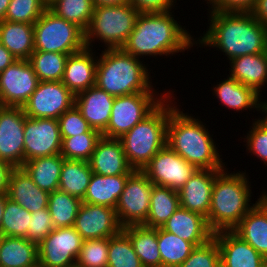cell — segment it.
Wrapping results in <instances>:
<instances>
[{
	"label": "cell",
	"mask_w": 267,
	"mask_h": 267,
	"mask_svg": "<svg viewBox=\"0 0 267 267\" xmlns=\"http://www.w3.org/2000/svg\"><path fill=\"white\" fill-rule=\"evenodd\" d=\"M208 13L210 26L195 45L219 48L229 60L267 52V27L258 22L251 12Z\"/></svg>",
	"instance_id": "6da1fadb"
},
{
	"label": "cell",
	"mask_w": 267,
	"mask_h": 267,
	"mask_svg": "<svg viewBox=\"0 0 267 267\" xmlns=\"http://www.w3.org/2000/svg\"><path fill=\"white\" fill-rule=\"evenodd\" d=\"M184 29L174 19L171 10L139 13L134 29L121 49L139 59L157 55L167 57L190 50L196 40Z\"/></svg>",
	"instance_id": "7a4b0ae2"
},
{
	"label": "cell",
	"mask_w": 267,
	"mask_h": 267,
	"mask_svg": "<svg viewBox=\"0 0 267 267\" xmlns=\"http://www.w3.org/2000/svg\"><path fill=\"white\" fill-rule=\"evenodd\" d=\"M205 125L176 106L169 114L166 144L197 169L222 170V155Z\"/></svg>",
	"instance_id": "3957f363"
},
{
	"label": "cell",
	"mask_w": 267,
	"mask_h": 267,
	"mask_svg": "<svg viewBox=\"0 0 267 267\" xmlns=\"http://www.w3.org/2000/svg\"><path fill=\"white\" fill-rule=\"evenodd\" d=\"M245 172L222 169L214 178L207 224L213 233L232 231L249 212L251 185Z\"/></svg>",
	"instance_id": "277c9868"
},
{
	"label": "cell",
	"mask_w": 267,
	"mask_h": 267,
	"mask_svg": "<svg viewBox=\"0 0 267 267\" xmlns=\"http://www.w3.org/2000/svg\"><path fill=\"white\" fill-rule=\"evenodd\" d=\"M97 60L96 86L113 97L134 93H157L150 72L139 58L121 48L105 49Z\"/></svg>",
	"instance_id": "5b68a950"
},
{
	"label": "cell",
	"mask_w": 267,
	"mask_h": 267,
	"mask_svg": "<svg viewBox=\"0 0 267 267\" xmlns=\"http://www.w3.org/2000/svg\"><path fill=\"white\" fill-rule=\"evenodd\" d=\"M173 92L147 117L119 138L127 161L134 170H142L166 145L169 114L176 107L172 102L174 100H171Z\"/></svg>",
	"instance_id": "8992f818"
},
{
	"label": "cell",
	"mask_w": 267,
	"mask_h": 267,
	"mask_svg": "<svg viewBox=\"0 0 267 267\" xmlns=\"http://www.w3.org/2000/svg\"><path fill=\"white\" fill-rule=\"evenodd\" d=\"M139 12L130 4L95 6L85 30L86 47L99 39L107 49L121 48L135 27Z\"/></svg>",
	"instance_id": "52a82bcc"
},
{
	"label": "cell",
	"mask_w": 267,
	"mask_h": 267,
	"mask_svg": "<svg viewBox=\"0 0 267 267\" xmlns=\"http://www.w3.org/2000/svg\"><path fill=\"white\" fill-rule=\"evenodd\" d=\"M86 48L85 31L48 8L34 23V50L74 54Z\"/></svg>",
	"instance_id": "ba28073f"
},
{
	"label": "cell",
	"mask_w": 267,
	"mask_h": 267,
	"mask_svg": "<svg viewBox=\"0 0 267 267\" xmlns=\"http://www.w3.org/2000/svg\"><path fill=\"white\" fill-rule=\"evenodd\" d=\"M170 93H134L114 98L111 116L102 136L121 138L147 117ZM156 96V97H155ZM159 97V98H158Z\"/></svg>",
	"instance_id": "9c48e42d"
},
{
	"label": "cell",
	"mask_w": 267,
	"mask_h": 267,
	"mask_svg": "<svg viewBox=\"0 0 267 267\" xmlns=\"http://www.w3.org/2000/svg\"><path fill=\"white\" fill-rule=\"evenodd\" d=\"M153 186L154 184L142 170H134L129 175L115 208L123 228L143 225L146 222Z\"/></svg>",
	"instance_id": "30bf717a"
},
{
	"label": "cell",
	"mask_w": 267,
	"mask_h": 267,
	"mask_svg": "<svg viewBox=\"0 0 267 267\" xmlns=\"http://www.w3.org/2000/svg\"><path fill=\"white\" fill-rule=\"evenodd\" d=\"M83 241L73 226L53 229L38 244L39 267H75Z\"/></svg>",
	"instance_id": "8fae6325"
},
{
	"label": "cell",
	"mask_w": 267,
	"mask_h": 267,
	"mask_svg": "<svg viewBox=\"0 0 267 267\" xmlns=\"http://www.w3.org/2000/svg\"><path fill=\"white\" fill-rule=\"evenodd\" d=\"M75 104V95L61 81H39L22 109L29 118L58 119Z\"/></svg>",
	"instance_id": "7c38bea8"
},
{
	"label": "cell",
	"mask_w": 267,
	"mask_h": 267,
	"mask_svg": "<svg viewBox=\"0 0 267 267\" xmlns=\"http://www.w3.org/2000/svg\"><path fill=\"white\" fill-rule=\"evenodd\" d=\"M197 168L167 144L145 165L142 171L158 186L179 191Z\"/></svg>",
	"instance_id": "4fadbf2b"
},
{
	"label": "cell",
	"mask_w": 267,
	"mask_h": 267,
	"mask_svg": "<svg viewBox=\"0 0 267 267\" xmlns=\"http://www.w3.org/2000/svg\"><path fill=\"white\" fill-rule=\"evenodd\" d=\"M38 83L29 60H16L0 73V106L23 107Z\"/></svg>",
	"instance_id": "5bb4252c"
},
{
	"label": "cell",
	"mask_w": 267,
	"mask_h": 267,
	"mask_svg": "<svg viewBox=\"0 0 267 267\" xmlns=\"http://www.w3.org/2000/svg\"><path fill=\"white\" fill-rule=\"evenodd\" d=\"M58 119L29 118L24 126V162L61 153Z\"/></svg>",
	"instance_id": "9a60e30c"
},
{
	"label": "cell",
	"mask_w": 267,
	"mask_h": 267,
	"mask_svg": "<svg viewBox=\"0 0 267 267\" xmlns=\"http://www.w3.org/2000/svg\"><path fill=\"white\" fill-rule=\"evenodd\" d=\"M22 107L0 106V160L15 168L24 164V126Z\"/></svg>",
	"instance_id": "2e32d148"
},
{
	"label": "cell",
	"mask_w": 267,
	"mask_h": 267,
	"mask_svg": "<svg viewBox=\"0 0 267 267\" xmlns=\"http://www.w3.org/2000/svg\"><path fill=\"white\" fill-rule=\"evenodd\" d=\"M73 227L83 240L112 237L123 229L114 208L84 202L78 210Z\"/></svg>",
	"instance_id": "e0dca14e"
},
{
	"label": "cell",
	"mask_w": 267,
	"mask_h": 267,
	"mask_svg": "<svg viewBox=\"0 0 267 267\" xmlns=\"http://www.w3.org/2000/svg\"><path fill=\"white\" fill-rule=\"evenodd\" d=\"M220 171L197 169L178 191L180 206L207 219L214 178Z\"/></svg>",
	"instance_id": "ac0fdd59"
},
{
	"label": "cell",
	"mask_w": 267,
	"mask_h": 267,
	"mask_svg": "<svg viewBox=\"0 0 267 267\" xmlns=\"http://www.w3.org/2000/svg\"><path fill=\"white\" fill-rule=\"evenodd\" d=\"M267 259V193L255 202L249 212L232 230Z\"/></svg>",
	"instance_id": "d6986e66"
},
{
	"label": "cell",
	"mask_w": 267,
	"mask_h": 267,
	"mask_svg": "<svg viewBox=\"0 0 267 267\" xmlns=\"http://www.w3.org/2000/svg\"><path fill=\"white\" fill-rule=\"evenodd\" d=\"M91 170L98 175L131 174L134 169L129 165L120 139L102 136L89 160Z\"/></svg>",
	"instance_id": "ffe728a7"
},
{
	"label": "cell",
	"mask_w": 267,
	"mask_h": 267,
	"mask_svg": "<svg viewBox=\"0 0 267 267\" xmlns=\"http://www.w3.org/2000/svg\"><path fill=\"white\" fill-rule=\"evenodd\" d=\"M92 51L86 47L80 52L69 55L66 60L61 82L74 95L96 85L98 56L96 57Z\"/></svg>",
	"instance_id": "44dd1931"
},
{
	"label": "cell",
	"mask_w": 267,
	"mask_h": 267,
	"mask_svg": "<svg viewBox=\"0 0 267 267\" xmlns=\"http://www.w3.org/2000/svg\"><path fill=\"white\" fill-rule=\"evenodd\" d=\"M213 238L220 250L221 267H259L265 259L233 231L213 233Z\"/></svg>",
	"instance_id": "7402d4cb"
},
{
	"label": "cell",
	"mask_w": 267,
	"mask_h": 267,
	"mask_svg": "<svg viewBox=\"0 0 267 267\" xmlns=\"http://www.w3.org/2000/svg\"><path fill=\"white\" fill-rule=\"evenodd\" d=\"M161 228L191 242L195 247L201 246L213 238V232L210 230L206 218L181 206Z\"/></svg>",
	"instance_id": "603a6c76"
},
{
	"label": "cell",
	"mask_w": 267,
	"mask_h": 267,
	"mask_svg": "<svg viewBox=\"0 0 267 267\" xmlns=\"http://www.w3.org/2000/svg\"><path fill=\"white\" fill-rule=\"evenodd\" d=\"M114 98L95 85L75 95V106L90 127L102 134L107 128Z\"/></svg>",
	"instance_id": "cb8c5ba5"
},
{
	"label": "cell",
	"mask_w": 267,
	"mask_h": 267,
	"mask_svg": "<svg viewBox=\"0 0 267 267\" xmlns=\"http://www.w3.org/2000/svg\"><path fill=\"white\" fill-rule=\"evenodd\" d=\"M213 95L222 103L223 106L234 111L256 109L267 111V102H262L259 94L254 88L243 85L228 75L227 79L221 81L213 87Z\"/></svg>",
	"instance_id": "d4e9b609"
},
{
	"label": "cell",
	"mask_w": 267,
	"mask_h": 267,
	"mask_svg": "<svg viewBox=\"0 0 267 267\" xmlns=\"http://www.w3.org/2000/svg\"><path fill=\"white\" fill-rule=\"evenodd\" d=\"M7 195L30 213L48 207L49 193L40 189L22 167L12 171Z\"/></svg>",
	"instance_id": "484cf974"
},
{
	"label": "cell",
	"mask_w": 267,
	"mask_h": 267,
	"mask_svg": "<svg viewBox=\"0 0 267 267\" xmlns=\"http://www.w3.org/2000/svg\"><path fill=\"white\" fill-rule=\"evenodd\" d=\"M129 175L103 176L93 173L82 202L115 209Z\"/></svg>",
	"instance_id": "4316f807"
},
{
	"label": "cell",
	"mask_w": 267,
	"mask_h": 267,
	"mask_svg": "<svg viewBox=\"0 0 267 267\" xmlns=\"http://www.w3.org/2000/svg\"><path fill=\"white\" fill-rule=\"evenodd\" d=\"M230 77L254 88L259 94L267 84V52L243 55L229 62Z\"/></svg>",
	"instance_id": "83f0119b"
},
{
	"label": "cell",
	"mask_w": 267,
	"mask_h": 267,
	"mask_svg": "<svg viewBox=\"0 0 267 267\" xmlns=\"http://www.w3.org/2000/svg\"><path fill=\"white\" fill-rule=\"evenodd\" d=\"M0 267H39L38 244L23 237L0 236Z\"/></svg>",
	"instance_id": "f1b7e54d"
},
{
	"label": "cell",
	"mask_w": 267,
	"mask_h": 267,
	"mask_svg": "<svg viewBox=\"0 0 267 267\" xmlns=\"http://www.w3.org/2000/svg\"><path fill=\"white\" fill-rule=\"evenodd\" d=\"M0 43L17 60H29L34 51V24L0 21Z\"/></svg>",
	"instance_id": "f546056e"
},
{
	"label": "cell",
	"mask_w": 267,
	"mask_h": 267,
	"mask_svg": "<svg viewBox=\"0 0 267 267\" xmlns=\"http://www.w3.org/2000/svg\"><path fill=\"white\" fill-rule=\"evenodd\" d=\"M63 161L61 154H55L26 161L22 168L40 189L51 193L59 189Z\"/></svg>",
	"instance_id": "4dcf8cb0"
},
{
	"label": "cell",
	"mask_w": 267,
	"mask_h": 267,
	"mask_svg": "<svg viewBox=\"0 0 267 267\" xmlns=\"http://www.w3.org/2000/svg\"><path fill=\"white\" fill-rule=\"evenodd\" d=\"M122 231L130 238L134 251L144 267H162L157 228L131 225L124 227Z\"/></svg>",
	"instance_id": "1f68e13d"
},
{
	"label": "cell",
	"mask_w": 267,
	"mask_h": 267,
	"mask_svg": "<svg viewBox=\"0 0 267 267\" xmlns=\"http://www.w3.org/2000/svg\"><path fill=\"white\" fill-rule=\"evenodd\" d=\"M179 206L177 191L154 185L151 191L149 213L143 225L149 228L162 227Z\"/></svg>",
	"instance_id": "d6a6232c"
},
{
	"label": "cell",
	"mask_w": 267,
	"mask_h": 267,
	"mask_svg": "<svg viewBox=\"0 0 267 267\" xmlns=\"http://www.w3.org/2000/svg\"><path fill=\"white\" fill-rule=\"evenodd\" d=\"M92 174L93 171L89 162L64 159L60 174L59 190L82 200Z\"/></svg>",
	"instance_id": "836d02e7"
},
{
	"label": "cell",
	"mask_w": 267,
	"mask_h": 267,
	"mask_svg": "<svg viewBox=\"0 0 267 267\" xmlns=\"http://www.w3.org/2000/svg\"><path fill=\"white\" fill-rule=\"evenodd\" d=\"M157 241L162 267H179L195 248L191 242L161 227L157 228Z\"/></svg>",
	"instance_id": "e575fe53"
},
{
	"label": "cell",
	"mask_w": 267,
	"mask_h": 267,
	"mask_svg": "<svg viewBox=\"0 0 267 267\" xmlns=\"http://www.w3.org/2000/svg\"><path fill=\"white\" fill-rule=\"evenodd\" d=\"M82 200L68 193L55 190L49 193L48 209L55 228L74 226Z\"/></svg>",
	"instance_id": "d590c367"
},
{
	"label": "cell",
	"mask_w": 267,
	"mask_h": 267,
	"mask_svg": "<svg viewBox=\"0 0 267 267\" xmlns=\"http://www.w3.org/2000/svg\"><path fill=\"white\" fill-rule=\"evenodd\" d=\"M68 54L33 51L29 62L39 81H61Z\"/></svg>",
	"instance_id": "8d00e7d4"
},
{
	"label": "cell",
	"mask_w": 267,
	"mask_h": 267,
	"mask_svg": "<svg viewBox=\"0 0 267 267\" xmlns=\"http://www.w3.org/2000/svg\"><path fill=\"white\" fill-rule=\"evenodd\" d=\"M94 7L92 0H56L47 8L85 31L89 26Z\"/></svg>",
	"instance_id": "74e56055"
},
{
	"label": "cell",
	"mask_w": 267,
	"mask_h": 267,
	"mask_svg": "<svg viewBox=\"0 0 267 267\" xmlns=\"http://www.w3.org/2000/svg\"><path fill=\"white\" fill-rule=\"evenodd\" d=\"M102 134L91 129L87 133L74 137L62 138L61 155L64 159L81 160L89 162Z\"/></svg>",
	"instance_id": "f35d334b"
},
{
	"label": "cell",
	"mask_w": 267,
	"mask_h": 267,
	"mask_svg": "<svg viewBox=\"0 0 267 267\" xmlns=\"http://www.w3.org/2000/svg\"><path fill=\"white\" fill-rule=\"evenodd\" d=\"M31 213L12 201L6 199L5 209L2 216L0 236L26 237L29 228Z\"/></svg>",
	"instance_id": "ab89813d"
},
{
	"label": "cell",
	"mask_w": 267,
	"mask_h": 267,
	"mask_svg": "<svg viewBox=\"0 0 267 267\" xmlns=\"http://www.w3.org/2000/svg\"><path fill=\"white\" fill-rule=\"evenodd\" d=\"M107 267H144L123 231L109 239Z\"/></svg>",
	"instance_id": "60d3db41"
},
{
	"label": "cell",
	"mask_w": 267,
	"mask_h": 267,
	"mask_svg": "<svg viewBox=\"0 0 267 267\" xmlns=\"http://www.w3.org/2000/svg\"><path fill=\"white\" fill-rule=\"evenodd\" d=\"M110 237L84 240L76 260V267H107Z\"/></svg>",
	"instance_id": "b9f144b4"
},
{
	"label": "cell",
	"mask_w": 267,
	"mask_h": 267,
	"mask_svg": "<svg viewBox=\"0 0 267 267\" xmlns=\"http://www.w3.org/2000/svg\"><path fill=\"white\" fill-rule=\"evenodd\" d=\"M46 9L42 0H11L4 20L34 24Z\"/></svg>",
	"instance_id": "7bdbcfd3"
},
{
	"label": "cell",
	"mask_w": 267,
	"mask_h": 267,
	"mask_svg": "<svg viewBox=\"0 0 267 267\" xmlns=\"http://www.w3.org/2000/svg\"><path fill=\"white\" fill-rule=\"evenodd\" d=\"M179 267H221L217 241L212 238L207 243L195 247Z\"/></svg>",
	"instance_id": "ee69618b"
},
{
	"label": "cell",
	"mask_w": 267,
	"mask_h": 267,
	"mask_svg": "<svg viewBox=\"0 0 267 267\" xmlns=\"http://www.w3.org/2000/svg\"><path fill=\"white\" fill-rule=\"evenodd\" d=\"M265 117L255 119L251 130L245 136L247 150L267 165V111Z\"/></svg>",
	"instance_id": "f6af8a7d"
},
{
	"label": "cell",
	"mask_w": 267,
	"mask_h": 267,
	"mask_svg": "<svg viewBox=\"0 0 267 267\" xmlns=\"http://www.w3.org/2000/svg\"><path fill=\"white\" fill-rule=\"evenodd\" d=\"M58 122L61 138L74 137L92 129L75 104L58 118Z\"/></svg>",
	"instance_id": "bcb514c9"
},
{
	"label": "cell",
	"mask_w": 267,
	"mask_h": 267,
	"mask_svg": "<svg viewBox=\"0 0 267 267\" xmlns=\"http://www.w3.org/2000/svg\"><path fill=\"white\" fill-rule=\"evenodd\" d=\"M53 229L55 227L47 207L31 213L30 224L25 238L39 244Z\"/></svg>",
	"instance_id": "7dc6e473"
},
{
	"label": "cell",
	"mask_w": 267,
	"mask_h": 267,
	"mask_svg": "<svg viewBox=\"0 0 267 267\" xmlns=\"http://www.w3.org/2000/svg\"><path fill=\"white\" fill-rule=\"evenodd\" d=\"M205 1H207V4L211 5L209 11L251 12L258 0H205Z\"/></svg>",
	"instance_id": "c3c4849f"
},
{
	"label": "cell",
	"mask_w": 267,
	"mask_h": 267,
	"mask_svg": "<svg viewBox=\"0 0 267 267\" xmlns=\"http://www.w3.org/2000/svg\"><path fill=\"white\" fill-rule=\"evenodd\" d=\"M176 2V0H130V4L139 13L167 12L174 7V3Z\"/></svg>",
	"instance_id": "681fc988"
},
{
	"label": "cell",
	"mask_w": 267,
	"mask_h": 267,
	"mask_svg": "<svg viewBox=\"0 0 267 267\" xmlns=\"http://www.w3.org/2000/svg\"><path fill=\"white\" fill-rule=\"evenodd\" d=\"M15 167L3 160H0V194L8 192L10 176Z\"/></svg>",
	"instance_id": "f907efd6"
},
{
	"label": "cell",
	"mask_w": 267,
	"mask_h": 267,
	"mask_svg": "<svg viewBox=\"0 0 267 267\" xmlns=\"http://www.w3.org/2000/svg\"><path fill=\"white\" fill-rule=\"evenodd\" d=\"M251 14L258 22L267 27V0H258Z\"/></svg>",
	"instance_id": "816d5d0a"
},
{
	"label": "cell",
	"mask_w": 267,
	"mask_h": 267,
	"mask_svg": "<svg viewBox=\"0 0 267 267\" xmlns=\"http://www.w3.org/2000/svg\"><path fill=\"white\" fill-rule=\"evenodd\" d=\"M17 59L0 43V73Z\"/></svg>",
	"instance_id": "f5cc1de1"
},
{
	"label": "cell",
	"mask_w": 267,
	"mask_h": 267,
	"mask_svg": "<svg viewBox=\"0 0 267 267\" xmlns=\"http://www.w3.org/2000/svg\"><path fill=\"white\" fill-rule=\"evenodd\" d=\"M94 6L121 5L130 3V0H92Z\"/></svg>",
	"instance_id": "db71d44e"
},
{
	"label": "cell",
	"mask_w": 267,
	"mask_h": 267,
	"mask_svg": "<svg viewBox=\"0 0 267 267\" xmlns=\"http://www.w3.org/2000/svg\"><path fill=\"white\" fill-rule=\"evenodd\" d=\"M11 0H0V21L4 20Z\"/></svg>",
	"instance_id": "11a10c76"
},
{
	"label": "cell",
	"mask_w": 267,
	"mask_h": 267,
	"mask_svg": "<svg viewBox=\"0 0 267 267\" xmlns=\"http://www.w3.org/2000/svg\"><path fill=\"white\" fill-rule=\"evenodd\" d=\"M8 198L7 193L0 194V227L2 222V216L5 209L6 199Z\"/></svg>",
	"instance_id": "9f6ffc18"
},
{
	"label": "cell",
	"mask_w": 267,
	"mask_h": 267,
	"mask_svg": "<svg viewBox=\"0 0 267 267\" xmlns=\"http://www.w3.org/2000/svg\"><path fill=\"white\" fill-rule=\"evenodd\" d=\"M56 0H42V2L48 7Z\"/></svg>",
	"instance_id": "6f0895ef"
},
{
	"label": "cell",
	"mask_w": 267,
	"mask_h": 267,
	"mask_svg": "<svg viewBox=\"0 0 267 267\" xmlns=\"http://www.w3.org/2000/svg\"><path fill=\"white\" fill-rule=\"evenodd\" d=\"M259 267H267V259H264Z\"/></svg>",
	"instance_id": "680465c9"
}]
</instances>
